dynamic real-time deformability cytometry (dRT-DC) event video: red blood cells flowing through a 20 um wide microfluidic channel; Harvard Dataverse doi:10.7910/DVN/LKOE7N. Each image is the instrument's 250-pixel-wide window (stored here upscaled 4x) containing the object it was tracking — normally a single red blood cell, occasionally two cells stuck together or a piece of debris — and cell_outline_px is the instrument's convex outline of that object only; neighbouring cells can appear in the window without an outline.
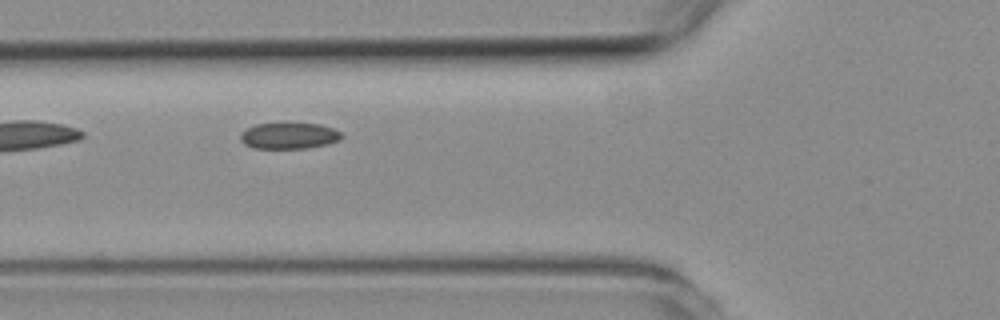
{"species": "common noctule bat (a hibernating species)", "species_latin": "Nyctalus noctula", "temperature_condition": "room temperature", "stored_images_in_passage": 4, "camera_frame_rate_fps": 3000, "um_per_image_px": 0.085, "animal": {"sex": "female", "body_mass_g": 19.3, "forearm_length_mm": 54.1}, "frame": {"image": 1, "passage_image": 3, "time_ms": 2.333, "image_size_px": [1000, 320], "cell_outline_px": [[344, 136], [340, 140], [328, 144], [308, 148], [252, 148], [244, 144], [240, 140], [240, 132], [256, 124], [284, 120], [288, 120], [320, 124], [332, 128], [340, 132]], "centroid_in_image_um": [24.56, 11.49], "position_along_channel_um": 101.2, "area_um2": 16.36}}
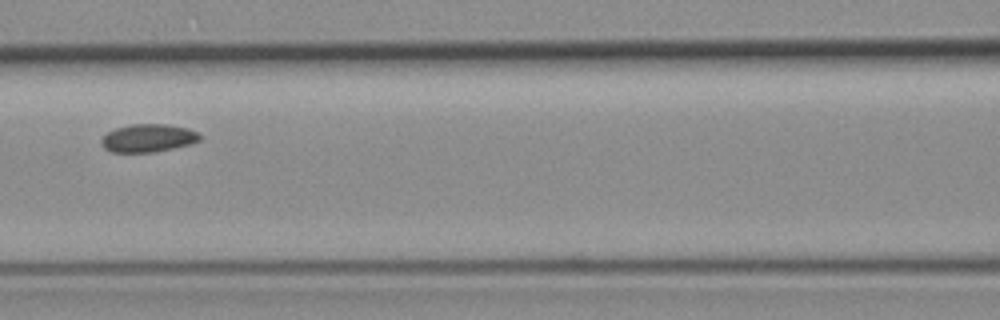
{"frame": {"image": 2, "passage_image": 4, "time_ms": 3.667, "image_size_px": [1000, 320], "cell_outline_px": [[200, 140], [188, 144], [172, 148], [152, 152], [112, 152], [104, 148], [100, 140], [108, 132], [116, 128], [132, 124], [164, 124], [188, 128], [200, 132]], "centroid_in_image_um": [12.59, 11.73], "position_along_channel_um": 154.0, "area_um2": 15.9}}